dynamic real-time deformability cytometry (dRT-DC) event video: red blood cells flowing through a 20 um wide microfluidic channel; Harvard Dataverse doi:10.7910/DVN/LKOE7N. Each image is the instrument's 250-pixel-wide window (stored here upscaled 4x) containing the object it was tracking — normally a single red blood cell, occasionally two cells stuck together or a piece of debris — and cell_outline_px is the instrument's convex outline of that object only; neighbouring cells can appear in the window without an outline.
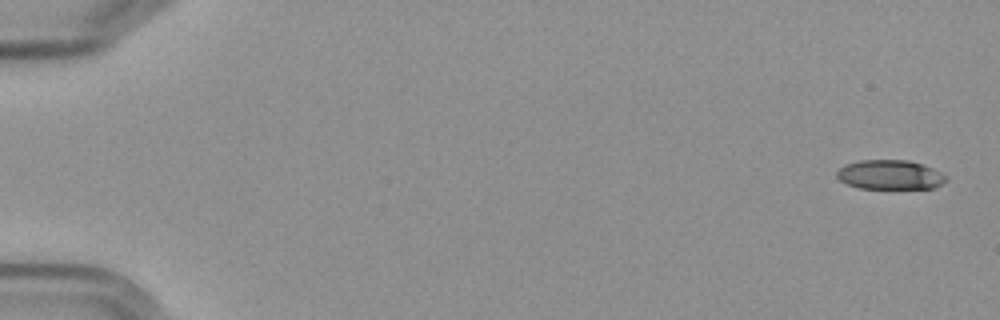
{"species": "Egyptian fruit bat (a non-hibernating species)", "species_latin": "Rousettus aegyptiacus", "temperature_condition": "cold", "stored_images_in_passage": 4, "camera_frame_rate_fps": 3000, "um_per_image_px": 0.085, "frame": {"image": 1, "passage_image": 1, "time_ms": 0.0, "image_size_px": [1000, 320], "cell_outline_px": [[948, 180], [932, 188], [860, 188], [848, 184], [840, 180], [836, 176], [836, 172], [840, 168], [848, 164], [860, 160], [908, 160], [924, 164], [948, 176]], "centroid_in_image_um": [75.68, 14.85], "position_along_channel_um": 9.3, "area_um2": 18.61}}